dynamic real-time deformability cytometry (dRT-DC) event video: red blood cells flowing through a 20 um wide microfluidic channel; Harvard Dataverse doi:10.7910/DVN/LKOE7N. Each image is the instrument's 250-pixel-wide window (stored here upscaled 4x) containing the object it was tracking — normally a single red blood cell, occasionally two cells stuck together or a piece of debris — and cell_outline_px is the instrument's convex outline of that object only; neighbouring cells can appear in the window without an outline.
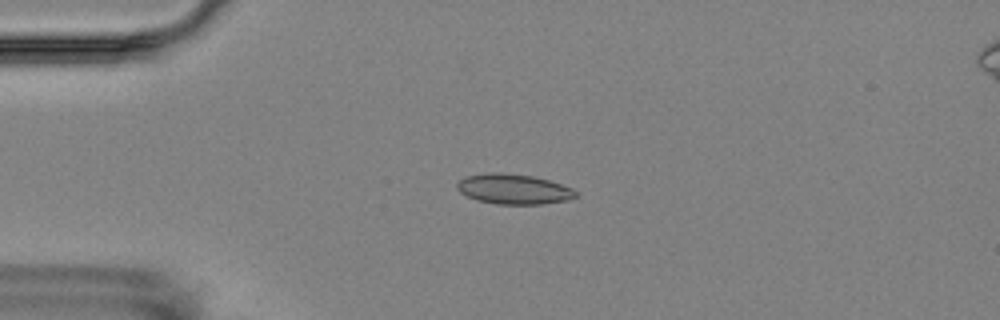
{"species": "Egyptian fruit bat (a non-hibernating species)", "species_latin": "Rousettus aegyptiacus", "temperature_condition": "room temperature", "stored_images_in_passage": 3, "camera_frame_rate_fps": 3000, "um_per_image_px": 0.085, "animal": {"sex": "female"}, "frame": {"image": 1, "passage_image": 2, "time_ms": 1.0, "image_size_px": [1000, 320], "cell_outline_px": [[576, 196], [568, 200], [540, 204], [496, 204], [476, 200], [460, 192], [456, 188], [456, 184], [460, 180], [468, 176], [492, 172], [500, 172], [532, 176], [548, 180], [572, 188], [576, 192]], "centroid_in_image_um": [43.64, 16.08], "position_along_channel_um": 41.4, "area_um2": 20.63}}